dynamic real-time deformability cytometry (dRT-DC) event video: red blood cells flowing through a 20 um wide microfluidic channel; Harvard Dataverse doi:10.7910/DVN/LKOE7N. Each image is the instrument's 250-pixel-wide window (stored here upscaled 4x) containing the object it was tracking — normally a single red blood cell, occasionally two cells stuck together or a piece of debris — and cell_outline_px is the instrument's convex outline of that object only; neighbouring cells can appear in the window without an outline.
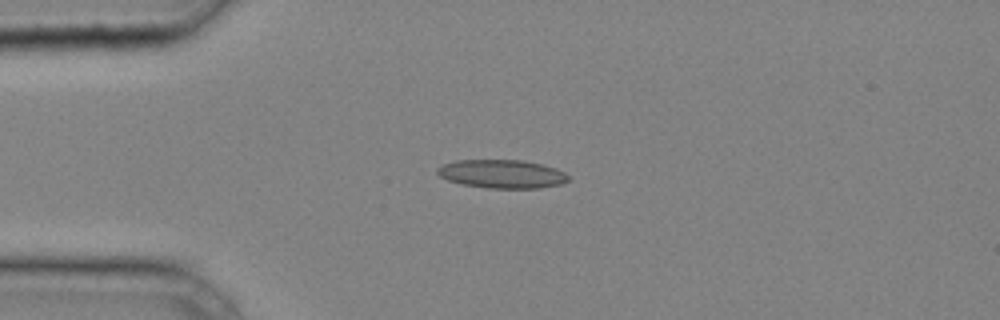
{"species": "common noctule bat (a hibernating species)", "species_latin": "Nyctalus noctula", "temperature_condition": "cold", "stored_images_in_passage": 32, "camera_frame_rate_fps": 3000, "um_per_image_px": 0.085, "animal": {"sex": "male", "body_mass_g": 20.4}, "frame": {"image": 1, "passage_image": 1, "time_ms": 0.0, "image_size_px": [1000, 320], "cell_outline_px": [[568, 180], [560, 184], [540, 188], [488, 188], [464, 184], [448, 180], [440, 176], [436, 172], [436, 168], [444, 164], [456, 160], [524, 160], [544, 164], [556, 168], [564, 172], [568, 176]], "centroid_in_image_um": [42.68, 14.77], "position_along_channel_um": 42.3, "area_um2": 21.73}}
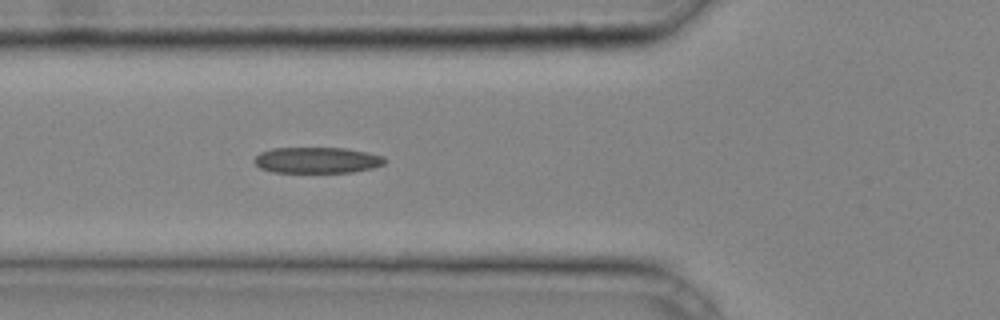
{"frame": {"image": 2, "passage_image": 6, "time_ms": 1.667, "image_size_px": [1000, 320], "cell_outline_px": [[384, 164], [372, 168], [352, 172], [272, 172], [260, 168], [252, 160], [260, 152], [272, 148], [348, 148], [368, 152], [384, 156]], "centroid_in_image_um": [26.94, 13.61], "position_along_channel_um": 98.9, "area_um2": 19.83}}
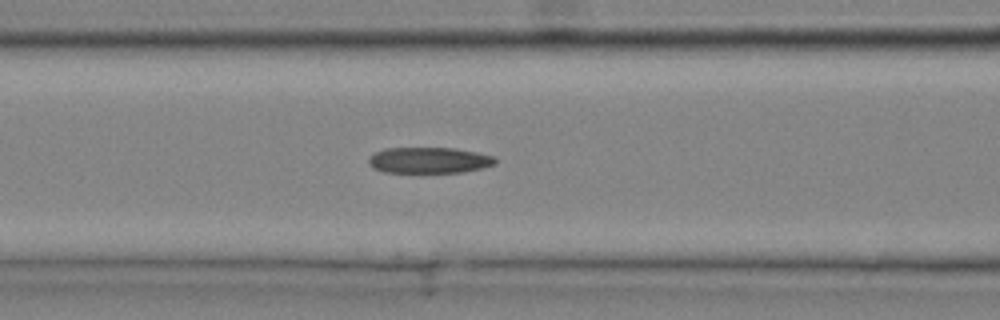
{"frame": {"image": 3, "passage_image": 8, "time_ms": 2.333, "image_size_px": [1000, 320], "cell_outline_px": [[496, 164], [480, 168], [460, 172], [384, 172], [372, 168], [368, 164], [368, 160], [376, 152], [384, 148], [456, 148], [496, 156]], "centroid_in_image_um": [36.47, 13.61], "position_along_channel_um": 130.1, "area_um2": 19.13}}